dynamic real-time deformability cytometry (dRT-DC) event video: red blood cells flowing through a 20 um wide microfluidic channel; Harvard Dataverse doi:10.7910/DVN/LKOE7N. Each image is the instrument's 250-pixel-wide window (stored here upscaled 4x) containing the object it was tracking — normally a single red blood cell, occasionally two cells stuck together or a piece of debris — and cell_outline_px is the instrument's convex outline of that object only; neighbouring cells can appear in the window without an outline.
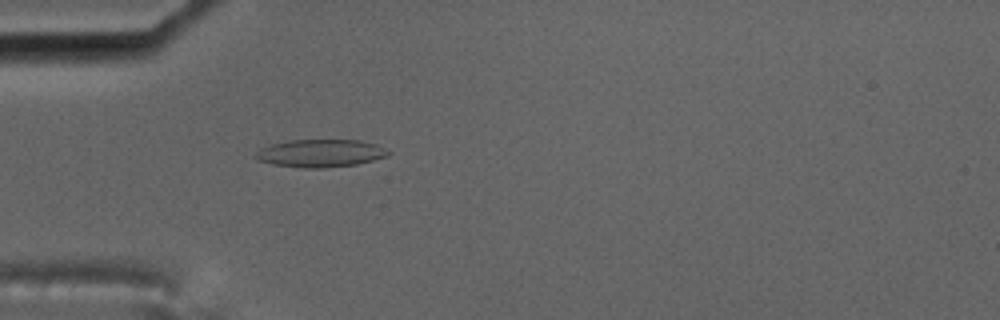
{"species": "common noctule bat (a hibernating species)", "species_latin": "Nyctalus noctula", "temperature_condition": "cold", "stored_images_in_passage": 48, "camera_frame_rate_fps": 3000, "um_per_image_px": 0.085, "animal": {"sex": "male", "body_mass_g": 17.5, "forearm_length_mm": 52.3}, "frame": {"image": 1, "passage_image": 8, "time_ms": 2.333, "image_size_px": [1000, 320], "cell_outline_px": [[392, 152], [388, 156], [356, 164], [320, 168], [304, 168], [272, 164], [256, 160], [252, 156], [260, 148], [272, 144], [288, 140], [360, 140], [376, 144]], "centroid_in_image_um": [27.21, 13.02], "position_along_channel_um": 57.8, "area_um2": 21.5}}
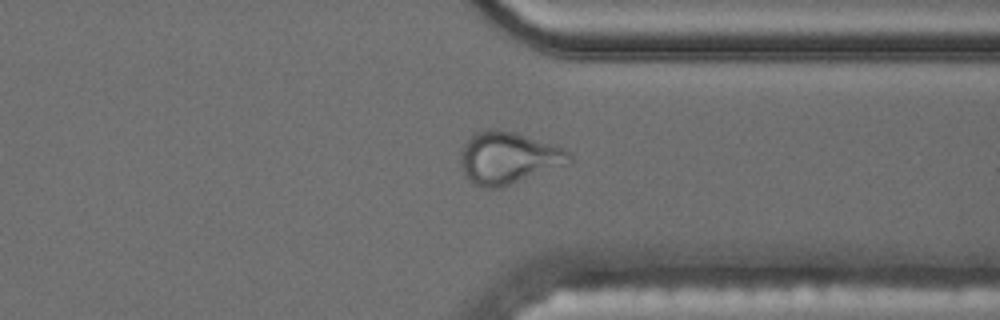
{"frame": {"image": 2, "passage_image": 35, "time_ms": 11.333, "image_size_px": [1000, 320], "cell_outline_px": [[572, 160], [568, 164], [500, 188], [484, 188], [468, 180], [460, 164], [460, 152], [464, 144], [476, 132], [492, 128], [500, 128], [516, 132], [564, 148], [572, 156]], "centroid_in_image_um": [43.2, 13.41], "position_along_channel_um": 368.2, "area_um2": 33.06}, "authors_computed_cell_mechanics": {"area_um2": 21.7906, "velocity_mm_per_s": 3.5078, "shape_relaxation_time_tau1_ms": null, "shape_relaxation_time_tau2_ms": 1.8074, "deformation_change_tau1": null, "deformation_change_tau2": 0.092}}